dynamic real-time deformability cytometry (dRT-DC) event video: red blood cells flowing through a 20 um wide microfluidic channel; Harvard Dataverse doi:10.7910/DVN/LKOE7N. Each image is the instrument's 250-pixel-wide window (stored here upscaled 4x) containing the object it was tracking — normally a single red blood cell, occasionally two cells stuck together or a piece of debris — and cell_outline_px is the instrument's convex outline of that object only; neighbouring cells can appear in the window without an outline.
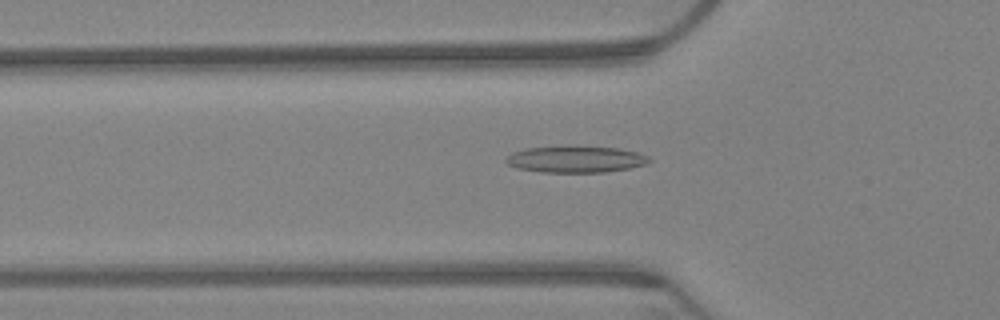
{"species": "Egyptian fruit bat (a non-hibernating species)", "species_latin": "Rousettus aegyptiacus", "temperature_condition": "warm", "stored_images_in_passage": 65, "camera_frame_rate_fps": 3000, "um_per_image_px": 0.085, "animal": {"sex": "female"}, "frame": {"image": 1, "passage_image": 22, "time_ms": 7.0, "image_size_px": [1000, 320], "cell_outline_px": [[652, 160], [644, 164], [628, 168], [604, 172], [540, 172], [516, 168], [508, 164], [504, 160], [512, 152], [528, 148], [564, 144], [576, 144], [620, 148], [636, 152], [648, 156]], "centroid_in_image_um": [48.9, 13.5], "position_along_channel_um": 76.9, "area_um2": 22.83}}
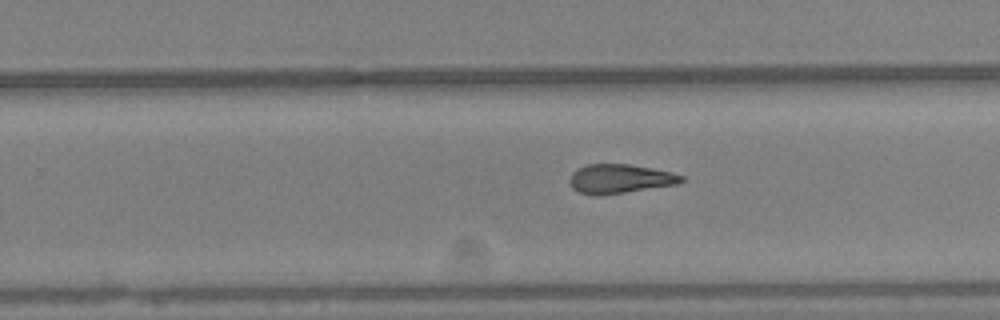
{"frame": {"image": 2, "passage_image": 41, "time_ms": 13.333, "image_size_px": [1000, 320], "cell_outline_px": [[684, 180], [676, 184], [600, 196], [596, 196], [580, 192], [572, 188], [568, 180], [572, 172], [576, 168], [588, 164], [628, 164], [652, 168], [672, 172], [684, 176]], "centroid_in_image_um": [52.65, 15.19], "position_along_channel_um": 277.2, "area_um2": 19.02}}
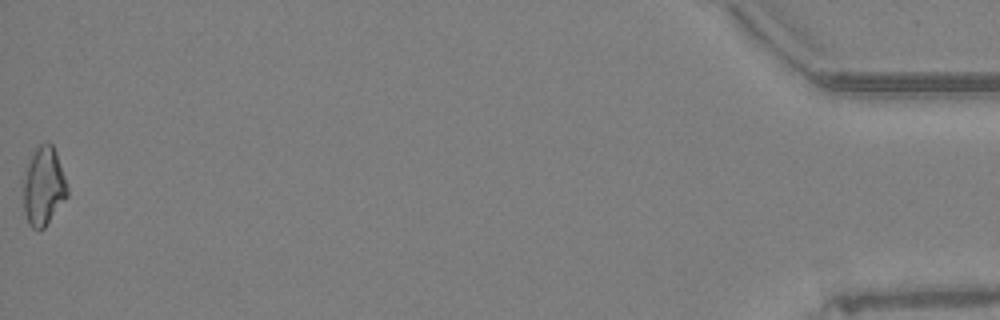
{"frame": {"image": 3, "passage_image": 65, "time_ms": 21.333, "image_size_px": [1000, 320], "cell_outline_px": [[68, 196], [44, 228], [32, 228], [28, 224], [24, 212], [24, 176], [32, 152], [40, 144], [48, 140], [52, 144], [56, 152], [68, 188]], "centroid_in_image_um": [3.71, 15.82], "position_along_channel_um": 431.5, "area_um2": 20.0}, "authors_computed_cell_mechanics": {"area_um2": 19.652, "velocity_mm_per_s": 3.1664, "shape_relaxation_time_tau1_ms": null, "shape_relaxation_time_tau2_ms": 3.9585, "deformation_change_tau1": null, "deformation_change_tau2": 0.1307}}